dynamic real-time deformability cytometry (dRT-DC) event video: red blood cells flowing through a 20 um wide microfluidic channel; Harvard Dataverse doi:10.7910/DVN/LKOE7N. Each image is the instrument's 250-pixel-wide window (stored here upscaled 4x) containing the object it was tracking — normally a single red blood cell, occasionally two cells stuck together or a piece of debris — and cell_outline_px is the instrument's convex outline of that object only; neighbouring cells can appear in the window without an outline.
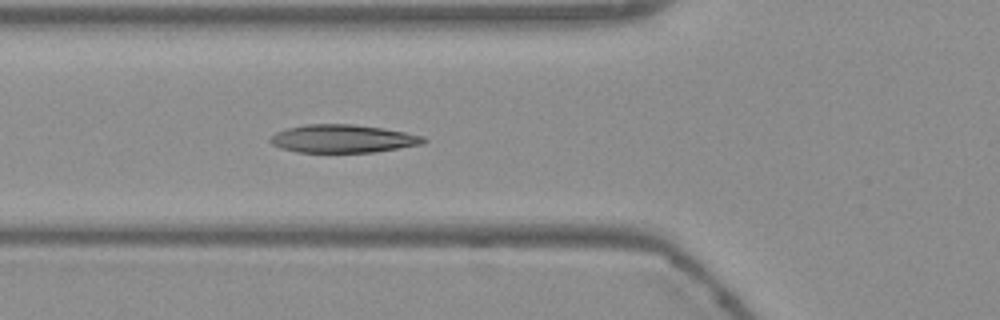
{"species": "Egyptian fruit bat (a non-hibernating species)", "species_latin": "Rousettus aegyptiacus", "temperature_condition": "warm", "stored_images_in_passage": 33, "camera_frame_rate_fps": 3000, "um_per_image_px": 0.085, "frame": {"image": 1, "passage_image": 7, "time_ms": 2.0, "image_size_px": [1000, 320], "cell_outline_px": [[428, 140], [424, 144], [400, 148], [372, 152], [296, 152], [280, 148], [272, 144], [268, 140], [276, 132], [288, 128], [308, 124], [352, 124], [380, 128], [404, 132], [424, 136]], "centroid_in_image_um": [29.15, 11.79], "position_along_channel_um": 96.7, "area_um2": 24.97}}
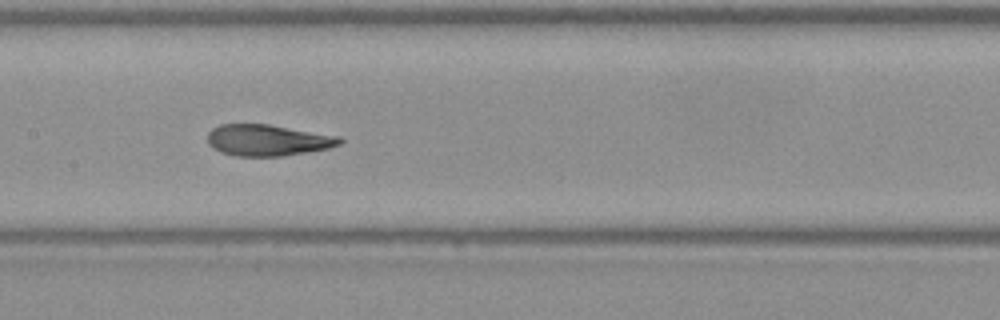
{"frame": {"image": 2, "passage_image": 14, "time_ms": 4.333, "image_size_px": [1000, 320], "cell_outline_px": [[344, 140], [340, 144], [328, 148], [308, 152], [280, 156], [236, 156], [220, 152], [212, 148], [208, 144], [208, 132], [212, 128], [220, 124], [268, 124], [340, 136]], "centroid_in_image_um": [22.74, 11.91], "position_along_channel_um": 184.7, "area_um2": 24.22}}
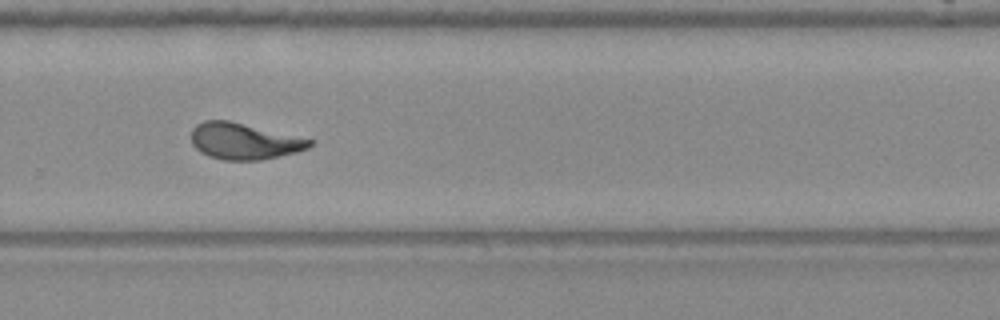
{"frame": {"image": 3, "passage_image": 24, "time_ms": 7.667, "image_size_px": [1000, 320], "cell_outline_px": [[316, 144], [308, 148], [296, 152], [260, 160], [224, 160], [208, 156], [200, 152], [192, 144], [192, 128], [196, 124], [204, 120], [228, 120], [316, 140]], "centroid_in_image_um": [20.77, 12.0], "position_along_channel_um": 309.0, "area_um2": 25.2}, "authors_computed_cell_mechanics": {"area_um2": 24.5072, "velocity_mm_per_s": 3.7415, "shape_relaxation_time_tau1_ms": null, "shape_relaxation_time_tau2_ms": 1.9173, "deformation_change_tau1": null, "deformation_change_tau2": 0.0802}}